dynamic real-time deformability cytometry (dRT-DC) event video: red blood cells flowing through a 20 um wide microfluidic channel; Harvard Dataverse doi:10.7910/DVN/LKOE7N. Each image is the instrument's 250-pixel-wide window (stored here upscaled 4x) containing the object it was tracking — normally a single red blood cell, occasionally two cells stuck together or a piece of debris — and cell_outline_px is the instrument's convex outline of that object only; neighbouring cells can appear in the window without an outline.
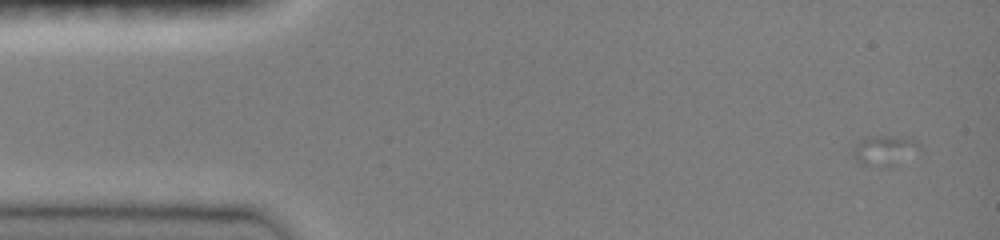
{"species": "common noctule bat (a hibernating species)", "species_latin": "Nyctalus noctula", "temperature_condition": "room temperature", "stored_images_in_passage": 18, "camera_frame_rate_fps": 3000, "um_per_image_px": 0.085, "animal": {"sex": "female", "body_mass_g": 19.0, "forearm_length_mm": 51.5}, "frame": {"image": 1, "passage_image": 3, "time_ms": 0.667, "image_size_px": [1000, 240], "cell_outline_px": [[920, 156], [864, 164], [856, 160], [852, 152], [856, 144], [860, 140], [872, 136], [908, 136], [916, 140], [920, 144]], "centroid_in_image_um": [75.29, 12.66], "position_along_channel_um": 9.7, "area_um2": 10.81}}